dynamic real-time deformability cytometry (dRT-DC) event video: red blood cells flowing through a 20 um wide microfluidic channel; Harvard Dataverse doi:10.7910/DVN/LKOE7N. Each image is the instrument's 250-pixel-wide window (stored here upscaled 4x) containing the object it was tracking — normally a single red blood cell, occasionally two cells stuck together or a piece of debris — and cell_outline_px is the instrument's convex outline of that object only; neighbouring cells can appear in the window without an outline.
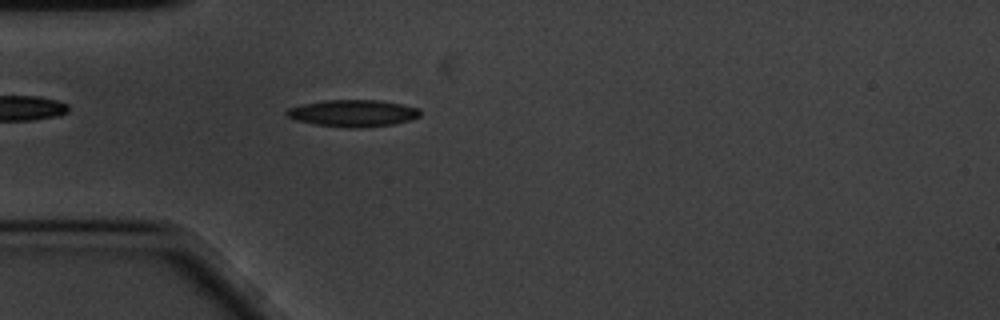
{"species": "common noctule bat (a hibernating species)", "species_latin": "Nyctalus noctula", "temperature_condition": "cold", "stored_images_in_passage": 48, "camera_frame_rate_fps": 3000, "um_per_image_px": 0.085, "animal": {"sex": "male", "body_mass_g": 20.1, "forearm_length_mm": 53.5}, "frame": {"image": 1, "passage_image": 6, "time_ms": 1.667, "image_size_px": [1000, 320], "cell_outline_px": [[420, 116], [412, 120], [392, 124], [360, 128], [344, 128], [312, 124], [296, 120], [284, 116], [284, 112], [288, 108], [300, 104], [324, 100], [380, 100], [420, 108]], "centroid_in_image_um": [29.95, 9.63], "position_along_channel_um": 55.0, "area_um2": 21.27}}
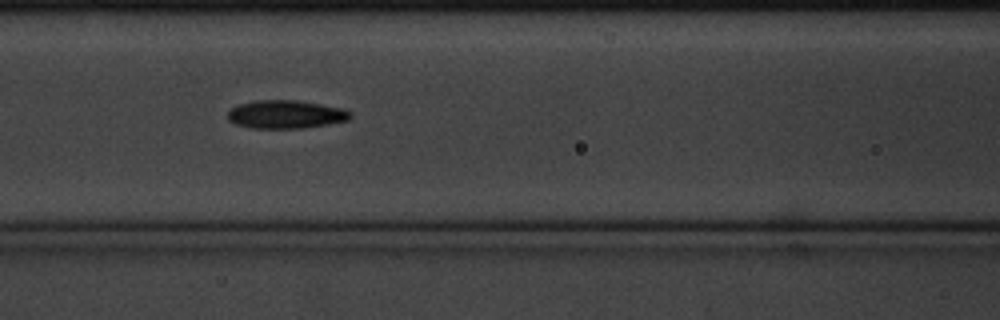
{"frame": {"image": 2, "passage_image": 14, "time_ms": 4.333, "image_size_px": [1000, 320], "cell_outline_px": [[352, 116], [348, 120], [328, 124], [300, 128], [252, 128], [236, 124], [228, 120], [228, 112], [232, 108], [240, 104], [256, 100], [296, 100], [320, 104], [340, 108], [352, 112]], "centroid_in_image_um": [24.29, 9.72], "position_along_channel_um": 142.3, "area_um2": 20.0}}
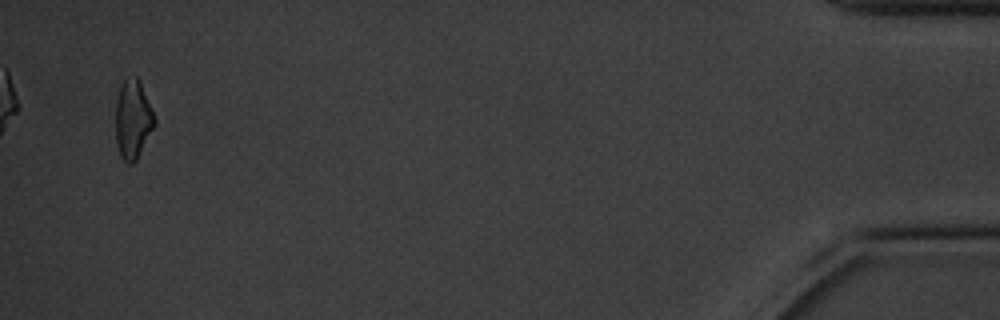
{"frame": {"image": 3, "passage_image": 46, "time_ms": 15.0, "image_size_px": [1000, 320], "cell_outline_px": [[156, 124], [136, 160], [132, 164], [128, 164], [120, 156], [116, 144], [116, 100], [120, 84], [124, 80], [136, 76], [140, 80], [156, 120]], "centroid_in_image_um": [11.29, 10.15], "position_along_channel_um": 423.9, "area_um2": 17.92}, "authors_computed_cell_mechanics": {"area_um2": 19.2763, "velocity_mm_per_s": 3.4319, "shape_relaxation_time_tau1_ms": 3.0171, "shape_relaxation_time_tau2_ms": 6.5552, "deformation_change_tau1": 0.1252, "deformation_change_tau2": 0.1159}}